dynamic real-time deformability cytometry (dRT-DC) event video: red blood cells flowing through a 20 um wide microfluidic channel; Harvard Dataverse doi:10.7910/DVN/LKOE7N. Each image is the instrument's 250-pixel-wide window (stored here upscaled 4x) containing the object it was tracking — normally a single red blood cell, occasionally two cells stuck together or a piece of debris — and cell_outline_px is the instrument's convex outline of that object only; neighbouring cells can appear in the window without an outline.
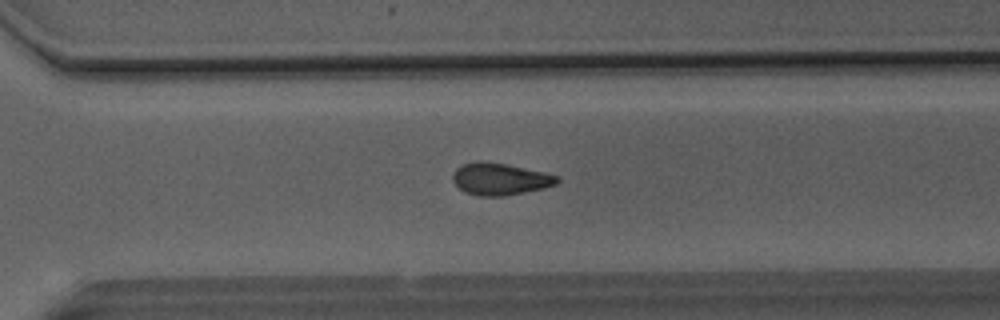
{"species": "Egyptian fruit bat (a non-hibernating species)", "species_latin": "Rousettus aegyptiacus", "temperature_condition": "room temperature", "stored_images_in_passage": 49, "camera_frame_rate_fps": 3000, "um_per_image_px": 0.085, "animal": {"sex": "male"}, "frame": {"image": 1, "passage_image": 35, "time_ms": 11.333, "image_size_px": [1000, 320], "cell_outline_px": [[560, 180], [556, 184], [544, 188], [504, 196], [480, 196], [464, 192], [452, 180], [452, 172], [456, 168], [472, 160], [480, 160], [508, 164], [544, 172], [560, 176]], "centroid_in_image_um": [42.49, 15.2], "position_along_channel_um": 328.1, "area_um2": 19.71}}
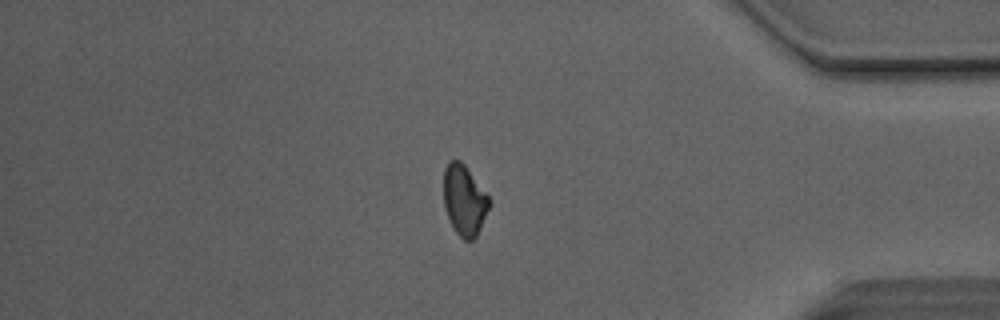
{"frame": {"image": 2, "passage_image": 42, "time_ms": 13.667, "image_size_px": [1000, 320], "cell_outline_px": [[492, 200], [480, 228], [476, 236], [472, 240], [464, 240], [452, 228], [444, 208], [444, 168], [448, 160], [460, 160], [464, 164]], "centroid_in_image_um": [39.45, 17.01], "position_along_channel_um": 395.7, "area_um2": 18.79}}
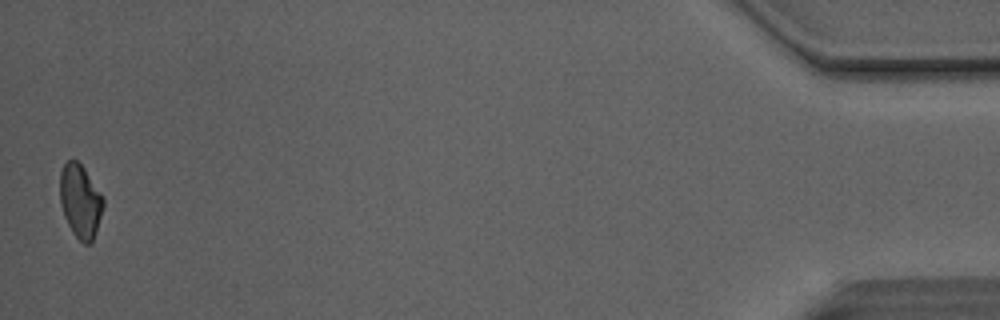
{"frame": {"image": 3, "passage_image": 49, "time_ms": 16.0, "image_size_px": [1000, 320], "cell_outline_px": [[104, 204], [96, 232], [92, 240], [88, 244], [84, 244], [72, 232], [64, 216], [60, 204], [60, 172], [64, 164], [68, 160], [76, 160], [84, 168], [104, 196]], "centroid_in_image_um": [6.83, 17.08], "position_along_channel_um": 428.4, "area_um2": 18.55}, "authors_computed_cell_mechanics": {"area_um2": 19.8832, "velocity_mm_per_s": 4.1493, "shape_relaxation_time_tau1_ms": null, "shape_relaxation_time_tau2_ms": 3.9216, "deformation_change_tau1": null, "deformation_change_tau2": 0.1046}}